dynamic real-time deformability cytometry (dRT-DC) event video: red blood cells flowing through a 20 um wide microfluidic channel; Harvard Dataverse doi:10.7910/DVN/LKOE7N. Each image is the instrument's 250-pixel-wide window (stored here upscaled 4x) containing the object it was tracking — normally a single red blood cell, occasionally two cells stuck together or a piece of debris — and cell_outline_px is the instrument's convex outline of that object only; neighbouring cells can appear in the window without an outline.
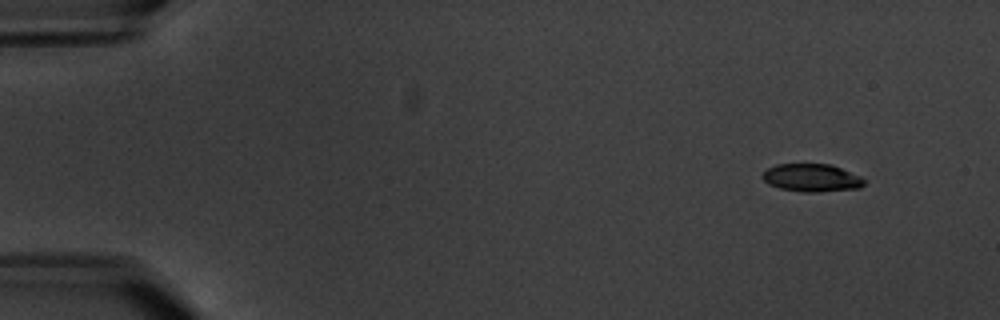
{"species": "common noctule bat (a hibernating species)", "species_latin": "Nyctalus noctula", "temperature_condition": "warm", "stored_images_in_passage": 4, "camera_frame_rate_fps": 3000, "um_per_image_px": 0.085, "animal": {"sex": "male", "body_mass_g": 20.1, "forearm_length_mm": 53.5}, "frame": {"image": 1, "passage_image": 2, "time_ms": 1.333, "image_size_px": [1000, 320], "cell_outline_px": [[868, 180], [860, 188], [816, 192], [804, 192], [780, 188], [768, 184], [760, 176], [768, 168], [776, 164], [832, 164], [860, 176]], "centroid_in_image_um": [69.01, 15.11], "position_along_channel_um": 16.0, "area_um2": 16.59}}